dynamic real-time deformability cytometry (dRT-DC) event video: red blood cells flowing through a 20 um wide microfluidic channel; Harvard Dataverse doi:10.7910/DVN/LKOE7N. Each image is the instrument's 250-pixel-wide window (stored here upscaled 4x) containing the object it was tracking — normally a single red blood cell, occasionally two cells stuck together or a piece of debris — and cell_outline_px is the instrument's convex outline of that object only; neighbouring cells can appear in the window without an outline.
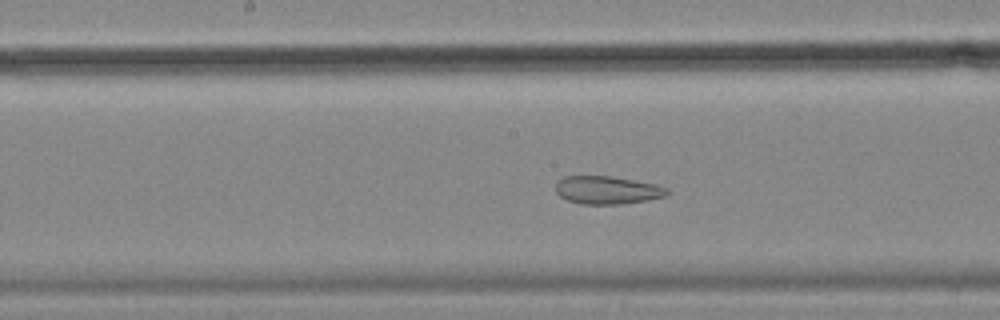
{"species": "common noctule bat (a hibernating species)", "species_latin": "Nyctalus noctula", "temperature_condition": "cold", "stored_images_in_passage": 51, "camera_frame_rate_fps": 3000, "um_per_image_px": 0.085, "animal": {"sex": "female", "body_mass_g": 18.4}, "frame": {"image": 1, "passage_image": 29, "time_ms": 9.333, "image_size_px": [1000, 320], "cell_outline_px": [[672, 192], [668, 196], [648, 200], [620, 204], [580, 204], [568, 200], [560, 196], [556, 192], [556, 184], [564, 176], [608, 176], [656, 184], [668, 188]], "centroid_in_image_um": [51.67, 16.16], "position_along_channel_um": 196.5, "area_um2": 18.21}}
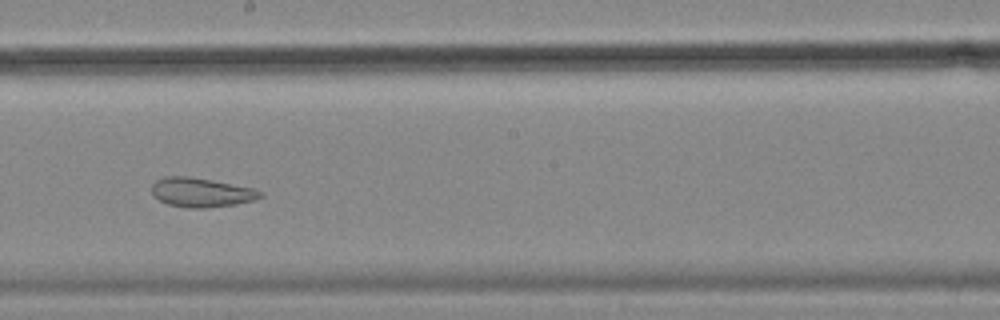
{"frame": {"image": 2, "passage_image": 32, "time_ms": 10.333, "image_size_px": [1000, 320], "cell_outline_px": [[264, 196], [252, 200], [236, 204], [204, 208], [188, 208], [168, 204], [152, 196], [152, 184], [156, 180], [164, 176], [188, 176], [212, 180], [256, 188], [264, 192]], "centroid_in_image_um": [17.12, 16.35], "position_along_channel_um": 231.1, "area_um2": 18.67}}
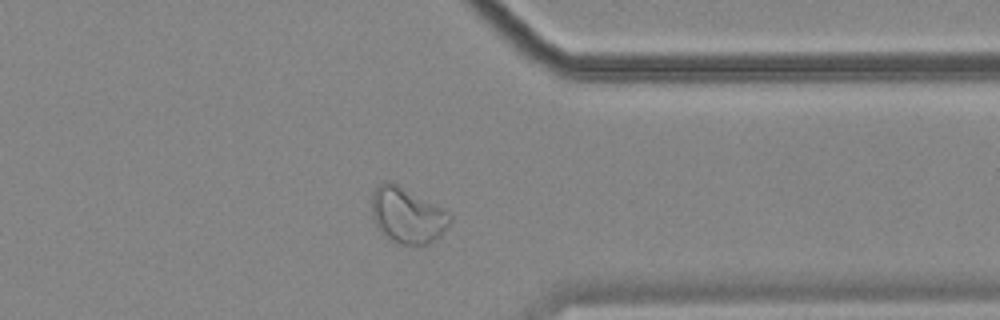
{"frame": {"image": 3, "passage_image": 45, "time_ms": 14.667, "image_size_px": [1000, 320], "cell_outline_px": [[452, 220], [448, 228], [444, 232], [428, 244], [400, 244], [392, 240], [380, 232], [372, 216], [372, 192], [380, 184], [388, 180], [392, 180], [448, 208], [452, 216]], "centroid_in_image_um": [34.68, 18.25], "position_along_channel_um": 376.7, "area_um2": 26.18}, "authors_computed_cell_mechanics": {"area_um2": 23.7558, "velocity_mm_per_s": 3.4646, "shape_relaxation_time_tau1_ms": null, "shape_relaxation_time_tau2_ms": 1.7004, "deformation_change_tau1": null, "deformation_change_tau2": 0.0668}}